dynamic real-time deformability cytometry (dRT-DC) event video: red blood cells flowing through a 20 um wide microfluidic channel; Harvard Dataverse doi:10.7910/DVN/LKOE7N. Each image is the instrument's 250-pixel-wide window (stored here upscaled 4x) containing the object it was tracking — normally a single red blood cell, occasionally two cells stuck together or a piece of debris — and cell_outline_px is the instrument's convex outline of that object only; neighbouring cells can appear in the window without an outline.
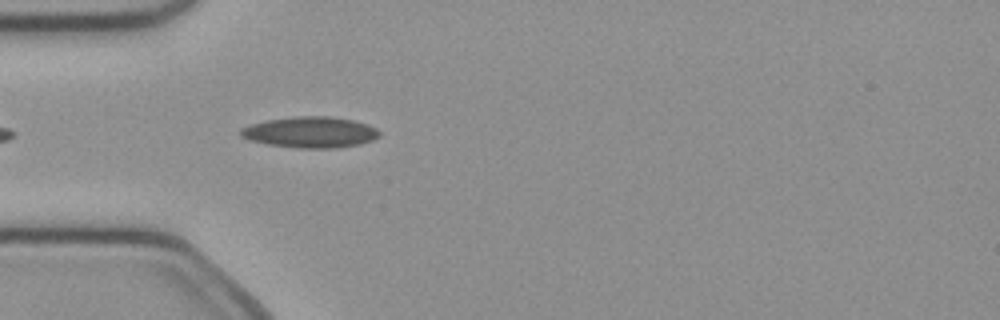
{"species": "common noctule bat (a hibernating species)", "species_latin": "Nyctalus noctula", "temperature_condition": "cold", "stored_images_in_passage": 15, "camera_frame_rate_fps": 3000, "um_per_image_px": 0.085, "animal": {"sex": "female", "body_mass_g": 21.9}, "frame": {"image": 1, "passage_image": 3, "time_ms": 0.667, "image_size_px": [1000, 320], "cell_outline_px": [[380, 136], [372, 140], [360, 144], [336, 148], [300, 148], [268, 144], [252, 140], [240, 136], [240, 128], [252, 124], [268, 120], [296, 116], [328, 116], [352, 120], [368, 124], [376, 128], [380, 132]], "centroid_in_image_um": [26.41, 11.24], "position_along_channel_um": 58.6, "area_um2": 24.91}}
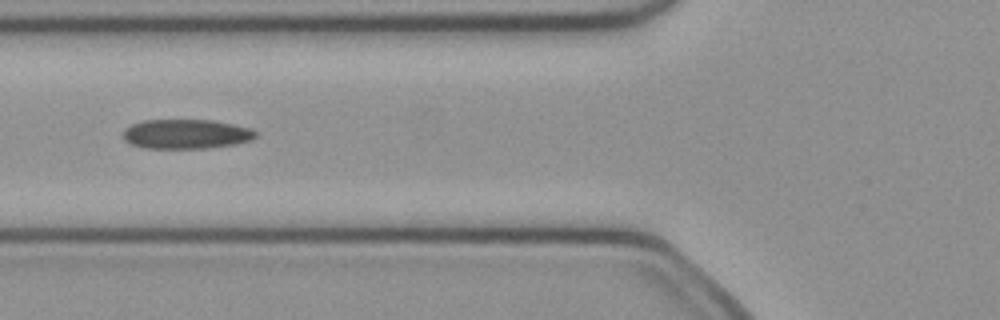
{"frame": {"image": 2, "passage_image": 7, "time_ms": 2.0, "image_size_px": [1000, 320], "cell_outline_px": [[256, 136], [252, 140], [236, 144], [204, 148], [144, 148], [132, 144], [124, 140], [124, 128], [132, 124], [144, 120], [212, 120], [252, 128], [256, 132]], "centroid_in_image_um": [15.83, 11.39], "position_along_channel_um": 110.0, "area_um2": 22.77}}
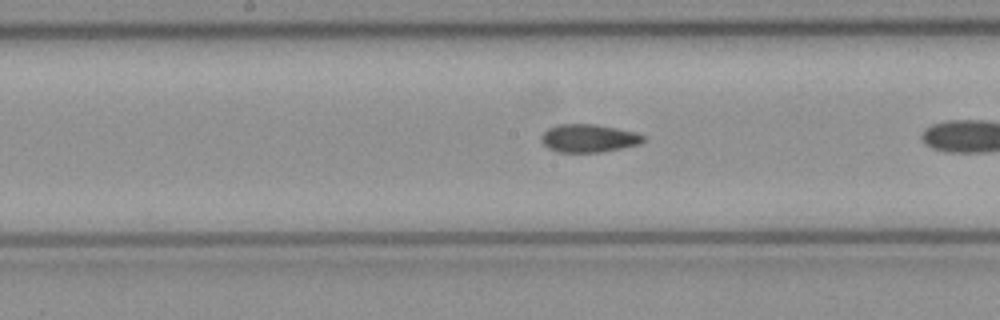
{"frame": {"image": 3, "passage_image": 11, "time_ms": 3.333, "image_size_px": [1000, 320], "cell_outline_px": [[644, 140], [640, 144], [600, 152], [560, 152], [548, 148], [540, 140], [540, 136], [548, 128], [556, 124], [596, 124], [636, 132], [644, 136]], "centroid_in_image_um": [50.01, 11.74], "position_along_channel_um": 198.2, "area_um2": 16.65}}